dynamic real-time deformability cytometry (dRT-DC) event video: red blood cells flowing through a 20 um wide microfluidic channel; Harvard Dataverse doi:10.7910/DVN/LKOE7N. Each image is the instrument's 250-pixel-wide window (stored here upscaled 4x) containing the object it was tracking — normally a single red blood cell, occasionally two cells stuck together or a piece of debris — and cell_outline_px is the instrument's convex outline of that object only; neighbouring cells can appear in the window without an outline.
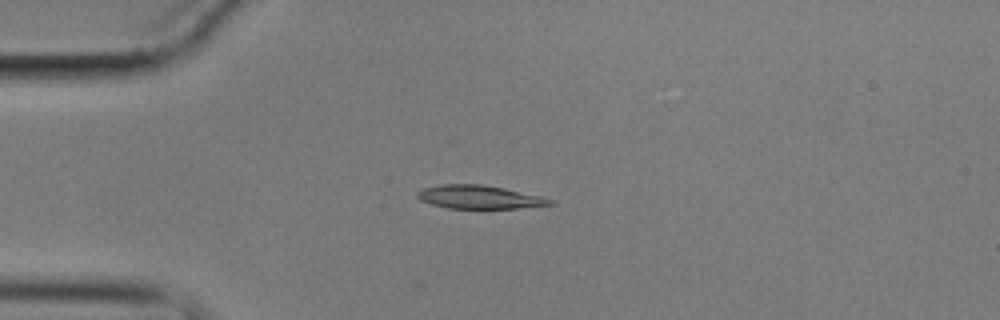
{"species": "common noctule bat (a hibernating species)", "species_latin": "Nyctalus noctula", "temperature_condition": "cold", "stored_images_in_passage": 12, "camera_frame_rate_fps": 3000, "um_per_image_px": 0.085, "animal": {"sex": "male", "body_mass_g": 17.9}, "frame": {"image": 1, "passage_image": 3, "time_ms": 4.0, "image_size_px": [1000, 320], "cell_outline_px": [[556, 204], [520, 208], [448, 208], [432, 204], [420, 200], [416, 196], [416, 192], [420, 188], [440, 184], [484, 184], [504, 188], [540, 196], [556, 200]], "centroid_in_image_um": [40.73, 16.74], "position_along_channel_um": 44.3, "area_um2": 18.26}}
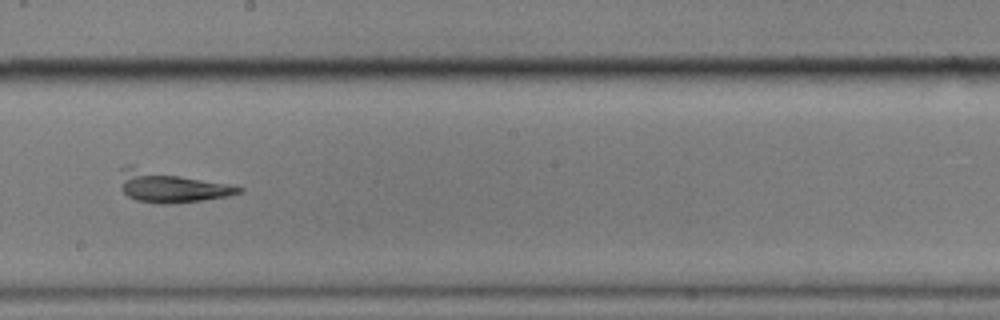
{"frame": {"image": 2, "passage_image": 8, "time_ms": 10.0, "image_size_px": [1000, 320], "cell_outline_px": [[244, 192], [228, 196], [200, 200], [164, 204], [160, 204], [136, 200], [128, 196], [120, 188], [120, 168], [124, 164], [132, 164], [232, 184], [244, 188]], "centroid_in_image_um": [14.48, 15.81], "position_along_channel_um": 233.7, "area_um2": 22.37}}
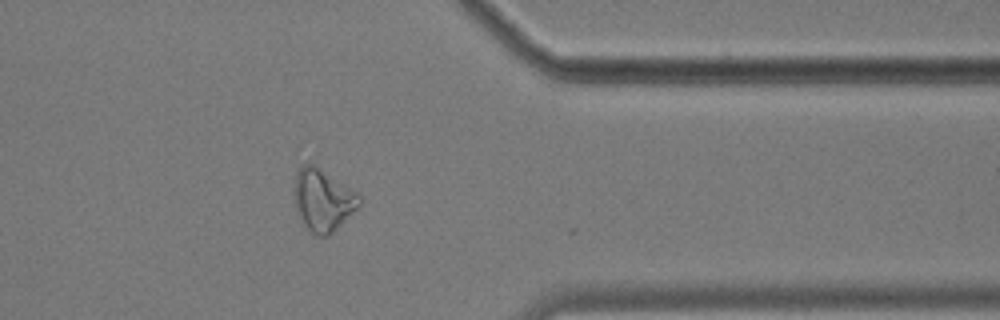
{"frame": {"image": 3, "passage_image": 12, "time_ms": 14.667, "image_size_px": [1000, 320], "cell_outline_px": [[360, 204], [328, 236], [316, 236], [304, 224], [296, 208], [292, 192], [296, 172], [300, 164], [308, 160], [356, 192], [360, 196]], "centroid_in_image_um": [27.38, 16.94], "position_along_channel_um": 384.0, "area_um2": 23.41}}